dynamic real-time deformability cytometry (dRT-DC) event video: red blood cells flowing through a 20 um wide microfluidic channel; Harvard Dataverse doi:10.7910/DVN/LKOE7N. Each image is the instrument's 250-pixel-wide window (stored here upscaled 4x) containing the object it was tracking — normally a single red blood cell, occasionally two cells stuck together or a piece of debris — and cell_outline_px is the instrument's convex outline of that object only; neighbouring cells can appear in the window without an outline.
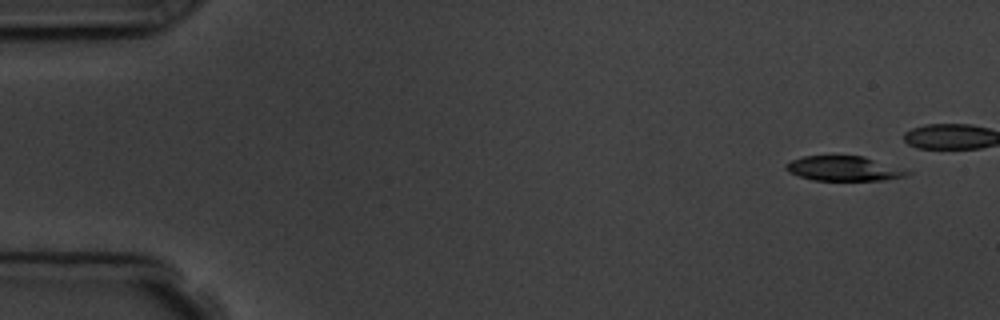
{"species": "common noctule bat (a hibernating species)", "species_latin": "Nyctalus noctula", "temperature_condition": "room temperature", "stored_images_in_passage": 5, "camera_frame_rate_fps": 3000, "um_per_image_px": 0.085, "animal": {"sex": "male", "body_mass_g": 19.5, "forearm_length_mm": 54.6}, "frame": {"image": 1, "passage_image": 1, "time_ms": 0.0, "image_size_px": [1000, 320], "cell_outline_px": [[912, 172], [904, 176], [884, 180], [812, 180], [788, 172], [784, 168], [784, 164], [792, 160], [804, 156], [864, 156]], "centroid_in_image_um": [71.66, 14.32], "position_along_channel_um": 13.3, "area_um2": 17.28}}